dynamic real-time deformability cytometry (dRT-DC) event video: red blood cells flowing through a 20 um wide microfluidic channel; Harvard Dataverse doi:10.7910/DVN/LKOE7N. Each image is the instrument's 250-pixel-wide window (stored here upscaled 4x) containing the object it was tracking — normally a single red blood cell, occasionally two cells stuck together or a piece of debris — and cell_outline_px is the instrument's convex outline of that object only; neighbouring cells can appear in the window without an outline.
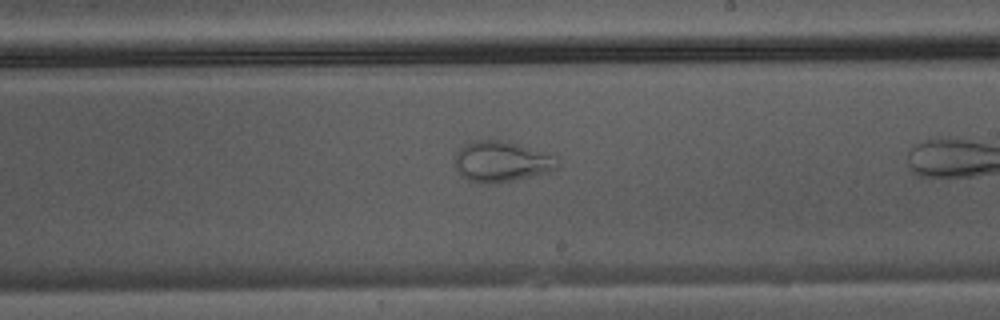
{"species": "Egyptian fruit bat (a non-hibernating species)", "species_latin": "Rousettus aegyptiacus", "temperature_condition": "warm", "stored_images_in_passage": 27, "camera_frame_rate_fps": 3000, "um_per_image_px": 0.085, "animal": {"sex": "male"}, "frame": {"image": 1, "passage_image": 26, "time_ms": 8.333, "image_size_px": [1000, 320], "cell_outline_px": [[556, 168], [544, 172], [512, 180], [488, 184], [484, 184], [468, 180], [460, 176], [456, 168], [456, 152], [464, 144], [476, 140], [500, 140], [556, 156]], "centroid_in_image_um": [42.53, 13.74], "position_along_channel_um": 246.5, "area_um2": 23.58}}